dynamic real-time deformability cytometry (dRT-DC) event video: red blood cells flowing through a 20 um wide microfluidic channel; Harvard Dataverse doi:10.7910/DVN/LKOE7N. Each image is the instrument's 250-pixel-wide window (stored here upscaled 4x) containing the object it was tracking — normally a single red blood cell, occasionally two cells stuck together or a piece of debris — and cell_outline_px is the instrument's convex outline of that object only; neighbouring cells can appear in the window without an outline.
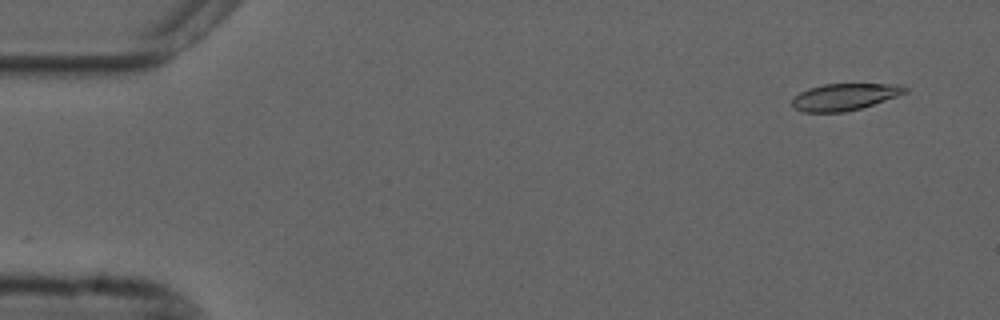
{"species": "common noctule bat (a hibernating species)", "species_latin": "Nyctalus noctula", "temperature_condition": "cold", "stored_images_in_passage": 56, "camera_frame_rate_fps": 3000, "um_per_image_px": 0.085, "animal": {"sex": "male", "forearm_length_mm": 52.5}, "frame": {"image": 1, "passage_image": 4, "time_ms": 1.0, "image_size_px": [1000, 320], "cell_outline_px": [[908, 92], [860, 108], [844, 112], [804, 112], [796, 108], [792, 104], [792, 96], [808, 88], [824, 84], [904, 84], [908, 88]], "centroid_in_image_um": [71.78, 8.22], "position_along_channel_um": 13.2, "area_um2": 17.57}}
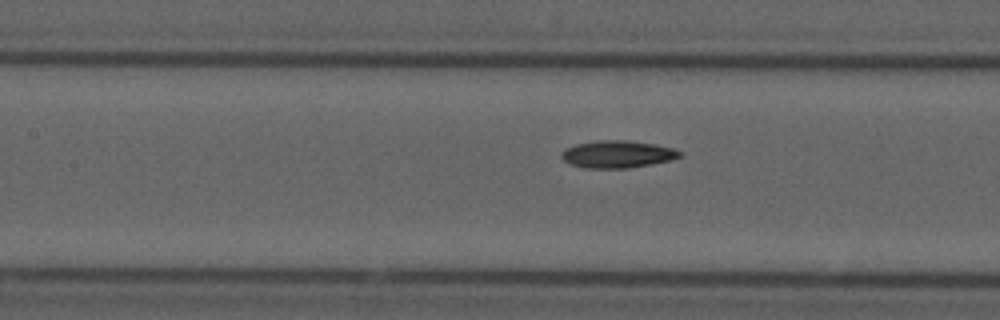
{"frame": {"image": 2, "passage_image": 25, "time_ms": 8.0, "image_size_px": [1000, 320], "cell_outline_px": [[684, 156], [672, 160], [628, 168], [584, 168], [568, 164], [560, 156], [560, 152], [564, 148], [576, 144], [596, 140], [624, 140], [656, 144], [672, 148], [684, 152]], "centroid_in_image_um": [52.48, 13.11], "position_along_channel_um": 154.9, "area_um2": 19.13}}
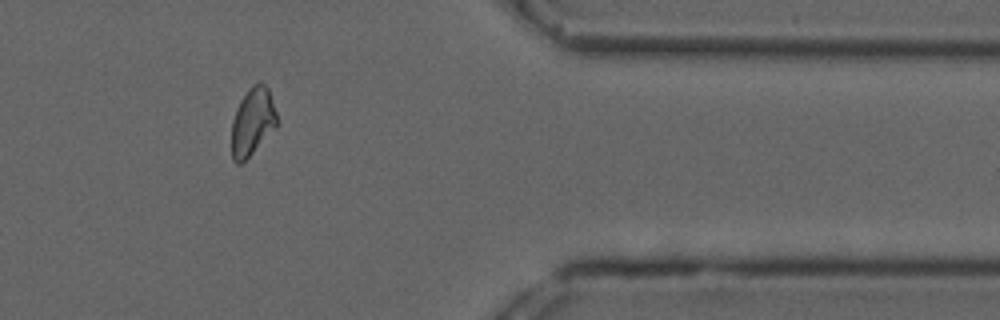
{"frame": {"image": 3, "passage_image": 46, "time_ms": 15.0, "image_size_px": [1000, 320], "cell_outline_px": [[276, 128], [240, 164], [236, 164], [232, 160], [232, 120], [236, 108], [240, 100], [252, 84], [260, 80], [268, 88], [276, 112]], "centroid_in_image_um": [21.45, 10.31], "position_along_channel_um": 390.0, "area_um2": 17.74}, "authors_computed_cell_mechanics": {"area_um2": 18.2359, "velocity_mm_per_s": 3.679, "shape_relaxation_time_tau1_ms": null, "shape_relaxation_time_tau2_ms": 5.7825, "deformation_change_tau1": null, "deformation_change_tau2": 0.1383}}